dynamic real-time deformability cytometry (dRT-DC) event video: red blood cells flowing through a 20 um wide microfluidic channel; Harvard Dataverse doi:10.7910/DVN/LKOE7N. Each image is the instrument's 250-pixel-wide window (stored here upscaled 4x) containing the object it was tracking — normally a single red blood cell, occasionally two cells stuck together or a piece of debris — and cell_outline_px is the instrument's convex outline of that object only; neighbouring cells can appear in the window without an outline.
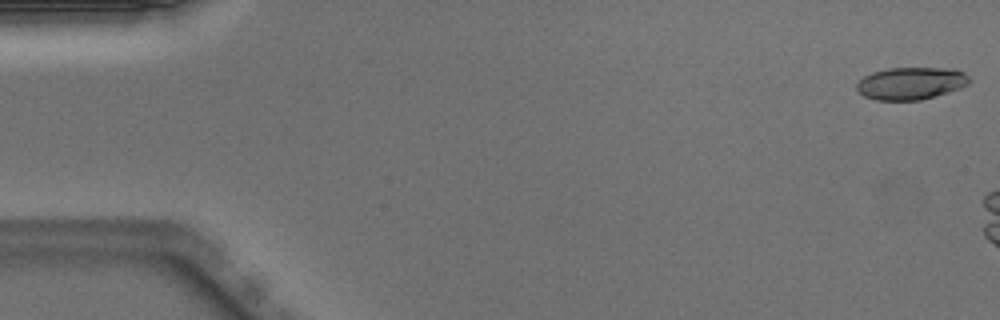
{"species": "Egyptian fruit bat (a non-hibernating species)", "species_latin": "Rousettus aegyptiacus", "temperature_condition": "warm", "stored_images_in_passage": 11, "camera_frame_rate_fps": 3000, "um_per_image_px": 0.085, "animal": {"sex": "male"}, "frame": {"image": 1, "passage_image": 1, "time_ms": 0.0, "image_size_px": [1000, 320], "cell_outline_px": [[972, 80], [968, 84], [960, 88], [920, 100], [876, 100], [864, 96], [856, 88], [856, 84], [864, 76], [872, 72], [888, 68], [956, 68], [964, 72]], "centroid_in_image_um": [77.44, 7.07], "position_along_channel_um": 7.6, "area_um2": 21.27}}